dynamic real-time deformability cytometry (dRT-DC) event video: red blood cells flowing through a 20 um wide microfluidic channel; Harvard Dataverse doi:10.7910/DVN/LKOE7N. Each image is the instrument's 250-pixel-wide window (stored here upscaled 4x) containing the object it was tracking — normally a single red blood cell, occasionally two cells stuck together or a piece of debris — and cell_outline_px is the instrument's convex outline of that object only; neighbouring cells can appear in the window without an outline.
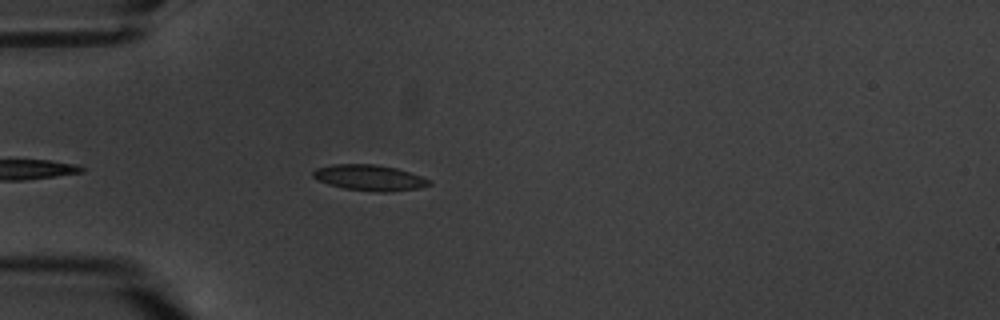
{"species": "common noctule bat (a hibernating species)", "species_latin": "Nyctalus noctula", "temperature_condition": "warm", "stored_images_in_passage": 6, "camera_frame_rate_fps": 3000, "um_per_image_px": 0.085, "animal": {"sex": "male", "body_mass_g": 20.1, "forearm_length_mm": 53.5}, "frame": {"image": 1, "passage_image": 6, "time_ms": 6.667, "image_size_px": [1000, 320], "cell_outline_px": [[432, 184], [420, 188], [388, 192], [376, 192], [344, 188], [328, 184], [316, 180], [312, 176], [312, 172], [316, 168], [332, 164], [376, 164], [396, 168], [432, 180]], "centroid_in_image_um": [31.39, 15.11], "position_along_channel_um": 53.6, "area_um2": 17.57}}